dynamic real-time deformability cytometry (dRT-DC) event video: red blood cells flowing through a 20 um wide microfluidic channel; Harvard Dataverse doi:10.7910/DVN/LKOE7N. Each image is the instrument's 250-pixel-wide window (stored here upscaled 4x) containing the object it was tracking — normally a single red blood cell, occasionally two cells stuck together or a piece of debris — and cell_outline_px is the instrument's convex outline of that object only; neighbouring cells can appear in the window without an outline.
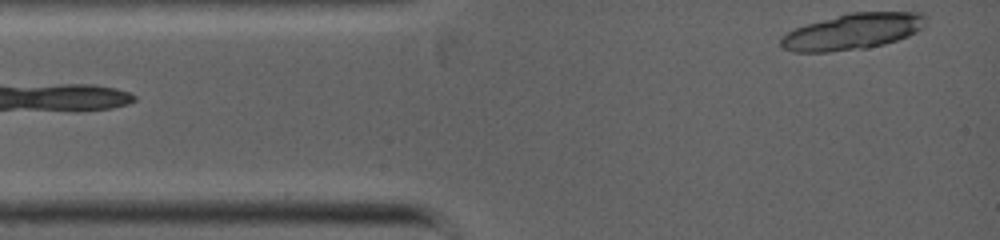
{"species": "common noctule bat (a hibernating species)", "species_latin": "Nyctalus noctula", "temperature_condition": "warm", "stored_images_in_passage": 4, "camera_frame_rate_fps": 5000, "um_per_image_px": 0.085, "animal": {"sex": "female", "body_mass_g": 19.0, "forearm_length_mm": 53.3}, "frame": {"image": 1, "passage_image": 1, "time_ms": 0.0, "image_size_px": [1000, 240], "cell_outline_px": [[924, 24], [916, 32], [908, 36], [884, 44], [864, 48], [828, 52], [792, 52], [784, 48], [780, 44], [780, 36], [796, 28], [808, 24], [848, 12], [924, 12]], "centroid_in_image_um": [72.45, 2.68], "position_along_channel_um": 12.5, "area_um2": 30.17}}